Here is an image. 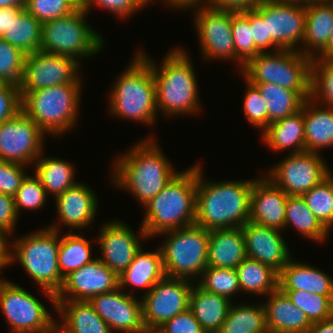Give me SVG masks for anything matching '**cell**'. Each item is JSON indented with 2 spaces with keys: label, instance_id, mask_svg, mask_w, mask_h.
Listing matches in <instances>:
<instances>
[{
  "label": "cell",
  "instance_id": "cell-1",
  "mask_svg": "<svg viewBox=\"0 0 333 333\" xmlns=\"http://www.w3.org/2000/svg\"><path fill=\"white\" fill-rule=\"evenodd\" d=\"M112 165V182L117 188L121 187V190L135 196L143 206L179 172L152 137L140 140L125 153L116 156Z\"/></svg>",
  "mask_w": 333,
  "mask_h": 333
},
{
  "label": "cell",
  "instance_id": "cell-2",
  "mask_svg": "<svg viewBox=\"0 0 333 333\" xmlns=\"http://www.w3.org/2000/svg\"><path fill=\"white\" fill-rule=\"evenodd\" d=\"M201 167L198 163L195 224L208 231L242 227L249 221L255 178L207 181Z\"/></svg>",
  "mask_w": 333,
  "mask_h": 333
},
{
  "label": "cell",
  "instance_id": "cell-3",
  "mask_svg": "<svg viewBox=\"0 0 333 333\" xmlns=\"http://www.w3.org/2000/svg\"><path fill=\"white\" fill-rule=\"evenodd\" d=\"M138 52L152 68L157 110L165 117L199 113L202 108L198 96L199 87L188 51L186 52L183 47H174L166 53L160 66L156 65L144 51Z\"/></svg>",
  "mask_w": 333,
  "mask_h": 333
},
{
  "label": "cell",
  "instance_id": "cell-4",
  "mask_svg": "<svg viewBox=\"0 0 333 333\" xmlns=\"http://www.w3.org/2000/svg\"><path fill=\"white\" fill-rule=\"evenodd\" d=\"M196 189L197 163L179 171L160 193L143 206L145 216L140 225L149 239L195 224Z\"/></svg>",
  "mask_w": 333,
  "mask_h": 333
},
{
  "label": "cell",
  "instance_id": "cell-5",
  "mask_svg": "<svg viewBox=\"0 0 333 333\" xmlns=\"http://www.w3.org/2000/svg\"><path fill=\"white\" fill-rule=\"evenodd\" d=\"M117 76L109 92L108 110L122 119L155 124L156 86L149 62L138 52Z\"/></svg>",
  "mask_w": 333,
  "mask_h": 333
},
{
  "label": "cell",
  "instance_id": "cell-6",
  "mask_svg": "<svg viewBox=\"0 0 333 333\" xmlns=\"http://www.w3.org/2000/svg\"><path fill=\"white\" fill-rule=\"evenodd\" d=\"M59 233L46 227L10 241V264L18 261L22 265L49 297L53 310H56V295L64 283L58 265Z\"/></svg>",
  "mask_w": 333,
  "mask_h": 333
},
{
  "label": "cell",
  "instance_id": "cell-7",
  "mask_svg": "<svg viewBox=\"0 0 333 333\" xmlns=\"http://www.w3.org/2000/svg\"><path fill=\"white\" fill-rule=\"evenodd\" d=\"M82 84H62L20 91L22 111L48 135L59 136L76 127Z\"/></svg>",
  "mask_w": 333,
  "mask_h": 333
},
{
  "label": "cell",
  "instance_id": "cell-8",
  "mask_svg": "<svg viewBox=\"0 0 333 333\" xmlns=\"http://www.w3.org/2000/svg\"><path fill=\"white\" fill-rule=\"evenodd\" d=\"M87 15L80 6L65 17L42 23L40 51L70 56L80 63L98 54L105 39L87 23Z\"/></svg>",
  "mask_w": 333,
  "mask_h": 333
},
{
  "label": "cell",
  "instance_id": "cell-9",
  "mask_svg": "<svg viewBox=\"0 0 333 333\" xmlns=\"http://www.w3.org/2000/svg\"><path fill=\"white\" fill-rule=\"evenodd\" d=\"M162 235L167 236L159 245L166 276L196 283L208 266L209 231L193 224L160 233L159 237Z\"/></svg>",
  "mask_w": 333,
  "mask_h": 333
},
{
  "label": "cell",
  "instance_id": "cell-10",
  "mask_svg": "<svg viewBox=\"0 0 333 333\" xmlns=\"http://www.w3.org/2000/svg\"><path fill=\"white\" fill-rule=\"evenodd\" d=\"M312 58L298 50L261 52L242 68L244 79L251 83H273L293 91H310Z\"/></svg>",
  "mask_w": 333,
  "mask_h": 333
},
{
  "label": "cell",
  "instance_id": "cell-11",
  "mask_svg": "<svg viewBox=\"0 0 333 333\" xmlns=\"http://www.w3.org/2000/svg\"><path fill=\"white\" fill-rule=\"evenodd\" d=\"M0 308L13 333H56V323L42 301L0 277Z\"/></svg>",
  "mask_w": 333,
  "mask_h": 333
},
{
  "label": "cell",
  "instance_id": "cell-12",
  "mask_svg": "<svg viewBox=\"0 0 333 333\" xmlns=\"http://www.w3.org/2000/svg\"><path fill=\"white\" fill-rule=\"evenodd\" d=\"M321 153L303 151L285 155L265 175L275 186L288 195L301 196L318 185L330 173L329 165Z\"/></svg>",
  "mask_w": 333,
  "mask_h": 333
},
{
  "label": "cell",
  "instance_id": "cell-13",
  "mask_svg": "<svg viewBox=\"0 0 333 333\" xmlns=\"http://www.w3.org/2000/svg\"><path fill=\"white\" fill-rule=\"evenodd\" d=\"M193 281L165 276L143 296V323L147 332H155L166 321L189 308Z\"/></svg>",
  "mask_w": 333,
  "mask_h": 333
},
{
  "label": "cell",
  "instance_id": "cell-14",
  "mask_svg": "<svg viewBox=\"0 0 333 333\" xmlns=\"http://www.w3.org/2000/svg\"><path fill=\"white\" fill-rule=\"evenodd\" d=\"M81 63L64 55L36 51L26 54L20 91H35L62 84H82Z\"/></svg>",
  "mask_w": 333,
  "mask_h": 333
},
{
  "label": "cell",
  "instance_id": "cell-15",
  "mask_svg": "<svg viewBox=\"0 0 333 333\" xmlns=\"http://www.w3.org/2000/svg\"><path fill=\"white\" fill-rule=\"evenodd\" d=\"M305 20L306 6L280 0L263 2V22H266L267 29V52L270 49L273 51L280 49L300 51V44L303 43L305 34Z\"/></svg>",
  "mask_w": 333,
  "mask_h": 333
},
{
  "label": "cell",
  "instance_id": "cell-16",
  "mask_svg": "<svg viewBox=\"0 0 333 333\" xmlns=\"http://www.w3.org/2000/svg\"><path fill=\"white\" fill-rule=\"evenodd\" d=\"M45 133L23 111L0 124V160L31 166L40 157Z\"/></svg>",
  "mask_w": 333,
  "mask_h": 333
},
{
  "label": "cell",
  "instance_id": "cell-17",
  "mask_svg": "<svg viewBox=\"0 0 333 333\" xmlns=\"http://www.w3.org/2000/svg\"><path fill=\"white\" fill-rule=\"evenodd\" d=\"M194 25L203 59L233 60L236 62L232 36V11L199 6L192 9Z\"/></svg>",
  "mask_w": 333,
  "mask_h": 333
},
{
  "label": "cell",
  "instance_id": "cell-18",
  "mask_svg": "<svg viewBox=\"0 0 333 333\" xmlns=\"http://www.w3.org/2000/svg\"><path fill=\"white\" fill-rule=\"evenodd\" d=\"M109 328L122 333H148L143 323L142 300L117 288L89 300Z\"/></svg>",
  "mask_w": 333,
  "mask_h": 333
},
{
  "label": "cell",
  "instance_id": "cell-19",
  "mask_svg": "<svg viewBox=\"0 0 333 333\" xmlns=\"http://www.w3.org/2000/svg\"><path fill=\"white\" fill-rule=\"evenodd\" d=\"M137 236L128 224L120 221L104 223L99 229L98 245L101 248V257L104 262L118 276L133 261L136 253L141 249V239H149L142 225ZM141 238V239H140Z\"/></svg>",
  "mask_w": 333,
  "mask_h": 333
},
{
  "label": "cell",
  "instance_id": "cell-20",
  "mask_svg": "<svg viewBox=\"0 0 333 333\" xmlns=\"http://www.w3.org/2000/svg\"><path fill=\"white\" fill-rule=\"evenodd\" d=\"M119 288V276L95 257L90 263L64 278L56 301H89L92 297Z\"/></svg>",
  "mask_w": 333,
  "mask_h": 333
},
{
  "label": "cell",
  "instance_id": "cell-21",
  "mask_svg": "<svg viewBox=\"0 0 333 333\" xmlns=\"http://www.w3.org/2000/svg\"><path fill=\"white\" fill-rule=\"evenodd\" d=\"M58 222L48 227L60 232V225L75 231L85 229L96 218L98 198L87 184L77 183L55 198ZM75 229V230H74Z\"/></svg>",
  "mask_w": 333,
  "mask_h": 333
},
{
  "label": "cell",
  "instance_id": "cell-22",
  "mask_svg": "<svg viewBox=\"0 0 333 333\" xmlns=\"http://www.w3.org/2000/svg\"><path fill=\"white\" fill-rule=\"evenodd\" d=\"M242 231L248 258L268 265L278 273L292 258L281 230L248 221Z\"/></svg>",
  "mask_w": 333,
  "mask_h": 333
},
{
  "label": "cell",
  "instance_id": "cell-23",
  "mask_svg": "<svg viewBox=\"0 0 333 333\" xmlns=\"http://www.w3.org/2000/svg\"><path fill=\"white\" fill-rule=\"evenodd\" d=\"M288 194L264 175L255 178L251 190L249 221L283 231Z\"/></svg>",
  "mask_w": 333,
  "mask_h": 333
},
{
  "label": "cell",
  "instance_id": "cell-24",
  "mask_svg": "<svg viewBox=\"0 0 333 333\" xmlns=\"http://www.w3.org/2000/svg\"><path fill=\"white\" fill-rule=\"evenodd\" d=\"M263 301L268 333H307L312 323L279 288Z\"/></svg>",
  "mask_w": 333,
  "mask_h": 333
},
{
  "label": "cell",
  "instance_id": "cell-25",
  "mask_svg": "<svg viewBox=\"0 0 333 333\" xmlns=\"http://www.w3.org/2000/svg\"><path fill=\"white\" fill-rule=\"evenodd\" d=\"M278 288L281 291L298 290L333 296V278L325 271L307 263H300L292 257L279 272Z\"/></svg>",
  "mask_w": 333,
  "mask_h": 333
},
{
  "label": "cell",
  "instance_id": "cell-26",
  "mask_svg": "<svg viewBox=\"0 0 333 333\" xmlns=\"http://www.w3.org/2000/svg\"><path fill=\"white\" fill-rule=\"evenodd\" d=\"M246 257L242 227L209 231L208 266L236 269Z\"/></svg>",
  "mask_w": 333,
  "mask_h": 333
},
{
  "label": "cell",
  "instance_id": "cell-27",
  "mask_svg": "<svg viewBox=\"0 0 333 333\" xmlns=\"http://www.w3.org/2000/svg\"><path fill=\"white\" fill-rule=\"evenodd\" d=\"M56 312L62 318L56 333H112L89 301H56Z\"/></svg>",
  "mask_w": 333,
  "mask_h": 333
},
{
  "label": "cell",
  "instance_id": "cell-28",
  "mask_svg": "<svg viewBox=\"0 0 333 333\" xmlns=\"http://www.w3.org/2000/svg\"><path fill=\"white\" fill-rule=\"evenodd\" d=\"M142 248L136 253L128 267L119 275V288L123 291L130 286L137 289L143 288L144 293L142 294L146 295L166 274L160 248L158 247L153 252H144Z\"/></svg>",
  "mask_w": 333,
  "mask_h": 333
},
{
  "label": "cell",
  "instance_id": "cell-29",
  "mask_svg": "<svg viewBox=\"0 0 333 333\" xmlns=\"http://www.w3.org/2000/svg\"><path fill=\"white\" fill-rule=\"evenodd\" d=\"M263 142L274 152L291 149V154L305 151L303 106L296 113L273 123L261 133Z\"/></svg>",
  "mask_w": 333,
  "mask_h": 333
},
{
  "label": "cell",
  "instance_id": "cell-30",
  "mask_svg": "<svg viewBox=\"0 0 333 333\" xmlns=\"http://www.w3.org/2000/svg\"><path fill=\"white\" fill-rule=\"evenodd\" d=\"M333 26V0L306 6L305 34L300 52L315 58L328 44Z\"/></svg>",
  "mask_w": 333,
  "mask_h": 333
},
{
  "label": "cell",
  "instance_id": "cell-31",
  "mask_svg": "<svg viewBox=\"0 0 333 333\" xmlns=\"http://www.w3.org/2000/svg\"><path fill=\"white\" fill-rule=\"evenodd\" d=\"M305 151L318 153L333 147V108L316 105L311 99L303 104Z\"/></svg>",
  "mask_w": 333,
  "mask_h": 333
},
{
  "label": "cell",
  "instance_id": "cell-32",
  "mask_svg": "<svg viewBox=\"0 0 333 333\" xmlns=\"http://www.w3.org/2000/svg\"><path fill=\"white\" fill-rule=\"evenodd\" d=\"M232 301L210 293L194 283L189 299V309L206 333H218Z\"/></svg>",
  "mask_w": 333,
  "mask_h": 333
},
{
  "label": "cell",
  "instance_id": "cell-33",
  "mask_svg": "<svg viewBox=\"0 0 333 333\" xmlns=\"http://www.w3.org/2000/svg\"><path fill=\"white\" fill-rule=\"evenodd\" d=\"M33 166V174L40 179L47 195L54 199L77 183L73 164L62 158L43 157L42 153Z\"/></svg>",
  "mask_w": 333,
  "mask_h": 333
},
{
  "label": "cell",
  "instance_id": "cell-34",
  "mask_svg": "<svg viewBox=\"0 0 333 333\" xmlns=\"http://www.w3.org/2000/svg\"><path fill=\"white\" fill-rule=\"evenodd\" d=\"M252 84L258 87L266 102L268 126L301 110L305 100L310 98V91L288 90L273 83Z\"/></svg>",
  "mask_w": 333,
  "mask_h": 333
},
{
  "label": "cell",
  "instance_id": "cell-35",
  "mask_svg": "<svg viewBox=\"0 0 333 333\" xmlns=\"http://www.w3.org/2000/svg\"><path fill=\"white\" fill-rule=\"evenodd\" d=\"M238 283L244 293L265 295L278 289L279 273L272 267L246 257L237 267Z\"/></svg>",
  "mask_w": 333,
  "mask_h": 333
},
{
  "label": "cell",
  "instance_id": "cell-36",
  "mask_svg": "<svg viewBox=\"0 0 333 333\" xmlns=\"http://www.w3.org/2000/svg\"><path fill=\"white\" fill-rule=\"evenodd\" d=\"M288 226L296 228L303 238L322 244L330 234L307 207L302 196L288 195L284 229Z\"/></svg>",
  "mask_w": 333,
  "mask_h": 333
},
{
  "label": "cell",
  "instance_id": "cell-37",
  "mask_svg": "<svg viewBox=\"0 0 333 333\" xmlns=\"http://www.w3.org/2000/svg\"><path fill=\"white\" fill-rule=\"evenodd\" d=\"M218 333H268L263 303H231Z\"/></svg>",
  "mask_w": 333,
  "mask_h": 333
},
{
  "label": "cell",
  "instance_id": "cell-38",
  "mask_svg": "<svg viewBox=\"0 0 333 333\" xmlns=\"http://www.w3.org/2000/svg\"><path fill=\"white\" fill-rule=\"evenodd\" d=\"M42 23L25 8L18 15H11V23L2 39L21 49L25 54L40 51Z\"/></svg>",
  "mask_w": 333,
  "mask_h": 333
},
{
  "label": "cell",
  "instance_id": "cell-39",
  "mask_svg": "<svg viewBox=\"0 0 333 333\" xmlns=\"http://www.w3.org/2000/svg\"><path fill=\"white\" fill-rule=\"evenodd\" d=\"M91 248L89 240L82 235L73 233V231L63 235L61 233L58 265L63 278L95 259L92 257Z\"/></svg>",
  "mask_w": 333,
  "mask_h": 333
},
{
  "label": "cell",
  "instance_id": "cell-40",
  "mask_svg": "<svg viewBox=\"0 0 333 333\" xmlns=\"http://www.w3.org/2000/svg\"><path fill=\"white\" fill-rule=\"evenodd\" d=\"M309 99L320 106L333 108V58H312Z\"/></svg>",
  "mask_w": 333,
  "mask_h": 333
},
{
  "label": "cell",
  "instance_id": "cell-41",
  "mask_svg": "<svg viewBox=\"0 0 333 333\" xmlns=\"http://www.w3.org/2000/svg\"><path fill=\"white\" fill-rule=\"evenodd\" d=\"M307 207L330 232L333 227V174L332 172L308 192L301 195Z\"/></svg>",
  "mask_w": 333,
  "mask_h": 333
},
{
  "label": "cell",
  "instance_id": "cell-42",
  "mask_svg": "<svg viewBox=\"0 0 333 333\" xmlns=\"http://www.w3.org/2000/svg\"><path fill=\"white\" fill-rule=\"evenodd\" d=\"M197 285L207 292L224 296L231 301L232 296L240 293L236 269L207 266Z\"/></svg>",
  "mask_w": 333,
  "mask_h": 333
},
{
  "label": "cell",
  "instance_id": "cell-43",
  "mask_svg": "<svg viewBox=\"0 0 333 333\" xmlns=\"http://www.w3.org/2000/svg\"><path fill=\"white\" fill-rule=\"evenodd\" d=\"M232 36L236 62L241 71L250 59L261 53L255 47L249 19L243 12H232Z\"/></svg>",
  "mask_w": 333,
  "mask_h": 333
},
{
  "label": "cell",
  "instance_id": "cell-44",
  "mask_svg": "<svg viewBox=\"0 0 333 333\" xmlns=\"http://www.w3.org/2000/svg\"><path fill=\"white\" fill-rule=\"evenodd\" d=\"M300 308L311 323L319 322L333 316V296L312 294L306 291H282Z\"/></svg>",
  "mask_w": 333,
  "mask_h": 333
},
{
  "label": "cell",
  "instance_id": "cell-45",
  "mask_svg": "<svg viewBox=\"0 0 333 333\" xmlns=\"http://www.w3.org/2000/svg\"><path fill=\"white\" fill-rule=\"evenodd\" d=\"M26 54L0 38V80L20 85Z\"/></svg>",
  "mask_w": 333,
  "mask_h": 333
},
{
  "label": "cell",
  "instance_id": "cell-46",
  "mask_svg": "<svg viewBox=\"0 0 333 333\" xmlns=\"http://www.w3.org/2000/svg\"><path fill=\"white\" fill-rule=\"evenodd\" d=\"M80 7V0H27L25 9L44 23L65 17Z\"/></svg>",
  "mask_w": 333,
  "mask_h": 333
},
{
  "label": "cell",
  "instance_id": "cell-47",
  "mask_svg": "<svg viewBox=\"0 0 333 333\" xmlns=\"http://www.w3.org/2000/svg\"><path fill=\"white\" fill-rule=\"evenodd\" d=\"M47 193L41 184L40 179L34 176L27 175L23 180L21 187L14 195V203L17 215H20V210L30 209V211L42 209L47 202Z\"/></svg>",
  "mask_w": 333,
  "mask_h": 333
},
{
  "label": "cell",
  "instance_id": "cell-48",
  "mask_svg": "<svg viewBox=\"0 0 333 333\" xmlns=\"http://www.w3.org/2000/svg\"><path fill=\"white\" fill-rule=\"evenodd\" d=\"M246 82L247 90L243 98V111L249 124L261 129V133L268 127L267 105L258 87L248 80Z\"/></svg>",
  "mask_w": 333,
  "mask_h": 333
},
{
  "label": "cell",
  "instance_id": "cell-49",
  "mask_svg": "<svg viewBox=\"0 0 333 333\" xmlns=\"http://www.w3.org/2000/svg\"><path fill=\"white\" fill-rule=\"evenodd\" d=\"M99 6L110 13L125 19L144 9L146 5L141 0H80V6L89 14L92 6Z\"/></svg>",
  "mask_w": 333,
  "mask_h": 333
},
{
  "label": "cell",
  "instance_id": "cell-50",
  "mask_svg": "<svg viewBox=\"0 0 333 333\" xmlns=\"http://www.w3.org/2000/svg\"><path fill=\"white\" fill-rule=\"evenodd\" d=\"M28 167L19 163L0 160V193L14 197L27 176L25 168Z\"/></svg>",
  "mask_w": 333,
  "mask_h": 333
},
{
  "label": "cell",
  "instance_id": "cell-51",
  "mask_svg": "<svg viewBox=\"0 0 333 333\" xmlns=\"http://www.w3.org/2000/svg\"><path fill=\"white\" fill-rule=\"evenodd\" d=\"M22 111V96L18 85L5 83L0 88V124Z\"/></svg>",
  "mask_w": 333,
  "mask_h": 333
},
{
  "label": "cell",
  "instance_id": "cell-52",
  "mask_svg": "<svg viewBox=\"0 0 333 333\" xmlns=\"http://www.w3.org/2000/svg\"><path fill=\"white\" fill-rule=\"evenodd\" d=\"M154 333H206L188 308L166 321Z\"/></svg>",
  "mask_w": 333,
  "mask_h": 333
},
{
  "label": "cell",
  "instance_id": "cell-53",
  "mask_svg": "<svg viewBox=\"0 0 333 333\" xmlns=\"http://www.w3.org/2000/svg\"><path fill=\"white\" fill-rule=\"evenodd\" d=\"M249 19L255 47L260 52H267V29L263 22V2L249 11L243 12Z\"/></svg>",
  "mask_w": 333,
  "mask_h": 333
},
{
  "label": "cell",
  "instance_id": "cell-54",
  "mask_svg": "<svg viewBox=\"0 0 333 333\" xmlns=\"http://www.w3.org/2000/svg\"><path fill=\"white\" fill-rule=\"evenodd\" d=\"M18 217L14 197L0 193V230L9 238L14 235Z\"/></svg>",
  "mask_w": 333,
  "mask_h": 333
},
{
  "label": "cell",
  "instance_id": "cell-55",
  "mask_svg": "<svg viewBox=\"0 0 333 333\" xmlns=\"http://www.w3.org/2000/svg\"><path fill=\"white\" fill-rule=\"evenodd\" d=\"M205 5L226 11L244 12L253 10L258 3L255 0H206Z\"/></svg>",
  "mask_w": 333,
  "mask_h": 333
},
{
  "label": "cell",
  "instance_id": "cell-56",
  "mask_svg": "<svg viewBox=\"0 0 333 333\" xmlns=\"http://www.w3.org/2000/svg\"><path fill=\"white\" fill-rule=\"evenodd\" d=\"M25 7H6L0 9V38L11 23V15H18Z\"/></svg>",
  "mask_w": 333,
  "mask_h": 333
},
{
  "label": "cell",
  "instance_id": "cell-57",
  "mask_svg": "<svg viewBox=\"0 0 333 333\" xmlns=\"http://www.w3.org/2000/svg\"><path fill=\"white\" fill-rule=\"evenodd\" d=\"M165 4L182 11L205 5L206 0H163ZM184 9V10H183Z\"/></svg>",
  "mask_w": 333,
  "mask_h": 333
},
{
  "label": "cell",
  "instance_id": "cell-58",
  "mask_svg": "<svg viewBox=\"0 0 333 333\" xmlns=\"http://www.w3.org/2000/svg\"><path fill=\"white\" fill-rule=\"evenodd\" d=\"M307 333H333V316L331 318L312 323Z\"/></svg>",
  "mask_w": 333,
  "mask_h": 333
},
{
  "label": "cell",
  "instance_id": "cell-59",
  "mask_svg": "<svg viewBox=\"0 0 333 333\" xmlns=\"http://www.w3.org/2000/svg\"><path fill=\"white\" fill-rule=\"evenodd\" d=\"M315 58H318V59H332L333 58V26L330 31L327 46Z\"/></svg>",
  "mask_w": 333,
  "mask_h": 333
},
{
  "label": "cell",
  "instance_id": "cell-60",
  "mask_svg": "<svg viewBox=\"0 0 333 333\" xmlns=\"http://www.w3.org/2000/svg\"><path fill=\"white\" fill-rule=\"evenodd\" d=\"M27 0H0V9L6 7H25Z\"/></svg>",
  "mask_w": 333,
  "mask_h": 333
},
{
  "label": "cell",
  "instance_id": "cell-61",
  "mask_svg": "<svg viewBox=\"0 0 333 333\" xmlns=\"http://www.w3.org/2000/svg\"><path fill=\"white\" fill-rule=\"evenodd\" d=\"M10 266V250H0V272Z\"/></svg>",
  "mask_w": 333,
  "mask_h": 333
},
{
  "label": "cell",
  "instance_id": "cell-62",
  "mask_svg": "<svg viewBox=\"0 0 333 333\" xmlns=\"http://www.w3.org/2000/svg\"><path fill=\"white\" fill-rule=\"evenodd\" d=\"M280 1L291 2V3L299 4L302 6H308L311 4L326 2L329 0H280Z\"/></svg>",
  "mask_w": 333,
  "mask_h": 333
},
{
  "label": "cell",
  "instance_id": "cell-63",
  "mask_svg": "<svg viewBox=\"0 0 333 333\" xmlns=\"http://www.w3.org/2000/svg\"><path fill=\"white\" fill-rule=\"evenodd\" d=\"M10 240L11 239L0 230V250H10Z\"/></svg>",
  "mask_w": 333,
  "mask_h": 333
},
{
  "label": "cell",
  "instance_id": "cell-64",
  "mask_svg": "<svg viewBox=\"0 0 333 333\" xmlns=\"http://www.w3.org/2000/svg\"><path fill=\"white\" fill-rule=\"evenodd\" d=\"M146 6L147 4H149L150 2H155L154 0H141Z\"/></svg>",
  "mask_w": 333,
  "mask_h": 333
},
{
  "label": "cell",
  "instance_id": "cell-65",
  "mask_svg": "<svg viewBox=\"0 0 333 333\" xmlns=\"http://www.w3.org/2000/svg\"><path fill=\"white\" fill-rule=\"evenodd\" d=\"M257 3H261V2H268V1H272V0H255Z\"/></svg>",
  "mask_w": 333,
  "mask_h": 333
},
{
  "label": "cell",
  "instance_id": "cell-66",
  "mask_svg": "<svg viewBox=\"0 0 333 333\" xmlns=\"http://www.w3.org/2000/svg\"><path fill=\"white\" fill-rule=\"evenodd\" d=\"M5 83L2 81V80H0V88L4 85Z\"/></svg>",
  "mask_w": 333,
  "mask_h": 333
}]
</instances>
